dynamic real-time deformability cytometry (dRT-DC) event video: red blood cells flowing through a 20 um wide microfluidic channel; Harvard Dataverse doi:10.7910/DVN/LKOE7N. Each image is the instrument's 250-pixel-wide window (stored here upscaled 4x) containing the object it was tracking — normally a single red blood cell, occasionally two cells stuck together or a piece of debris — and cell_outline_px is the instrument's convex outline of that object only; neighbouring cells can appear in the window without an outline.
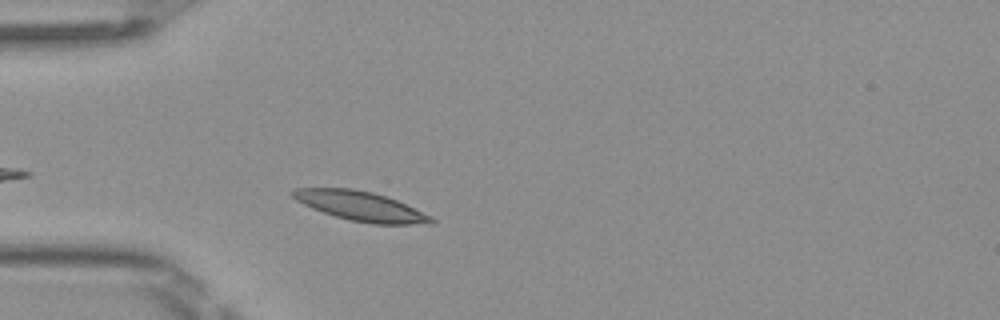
{"species": "Egyptian fruit bat (a non-hibernating species)", "species_latin": "Rousettus aegyptiacus", "temperature_condition": "room temperature", "stored_images_in_passage": 29, "camera_frame_rate_fps": 3000, "um_per_image_px": 0.085, "frame": {"image": 1, "passage_image": 4, "time_ms": 1.0, "image_size_px": [1000, 320], "cell_outline_px": [[436, 220], [432, 224], [372, 224], [352, 220], [336, 216], [312, 208], [296, 200], [288, 192], [296, 188], [352, 188], [372, 192], [388, 196], [432, 216]], "centroid_in_image_um": [30.68, 17.51], "position_along_channel_um": 54.3, "area_um2": 23.76}}
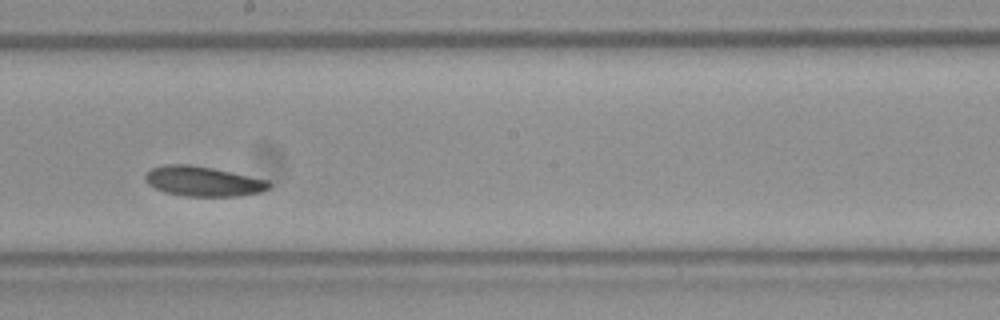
{"frame": {"image": 2, "passage_image": 18, "time_ms": 5.667, "image_size_px": [1000, 320], "cell_outline_px": [[272, 184], [268, 188], [260, 192], [240, 196], [184, 196], [164, 192], [148, 184], [144, 180], [144, 176], [152, 168], [168, 164], [188, 164], [212, 168], [268, 180]], "centroid_in_image_um": [17.25, 15.42], "position_along_channel_um": 231.0, "area_um2": 21.44}}
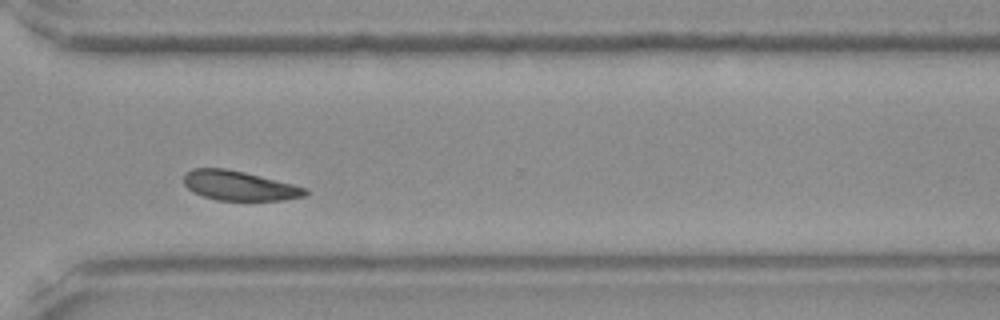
{"frame": {"image": 3, "passage_image": 27, "time_ms": 8.667, "image_size_px": [1000, 320], "cell_outline_px": [[308, 192], [304, 196], [284, 200], [216, 200], [192, 192], [184, 184], [184, 172], [192, 168], [224, 168], [244, 172], [308, 188]], "centroid_in_image_um": [20.3, 15.78], "position_along_channel_um": 350.3, "area_um2": 20.87}, "authors_computed_cell_mechanics": {"area_um2": 22.0218, "velocity_mm_per_s": 3.9738, "shape_relaxation_time_tau1_ms": 1.6098, "shape_relaxation_time_tau2_ms": null, "deformation_change_tau1": 0.0593, "deformation_change_tau2": null}}